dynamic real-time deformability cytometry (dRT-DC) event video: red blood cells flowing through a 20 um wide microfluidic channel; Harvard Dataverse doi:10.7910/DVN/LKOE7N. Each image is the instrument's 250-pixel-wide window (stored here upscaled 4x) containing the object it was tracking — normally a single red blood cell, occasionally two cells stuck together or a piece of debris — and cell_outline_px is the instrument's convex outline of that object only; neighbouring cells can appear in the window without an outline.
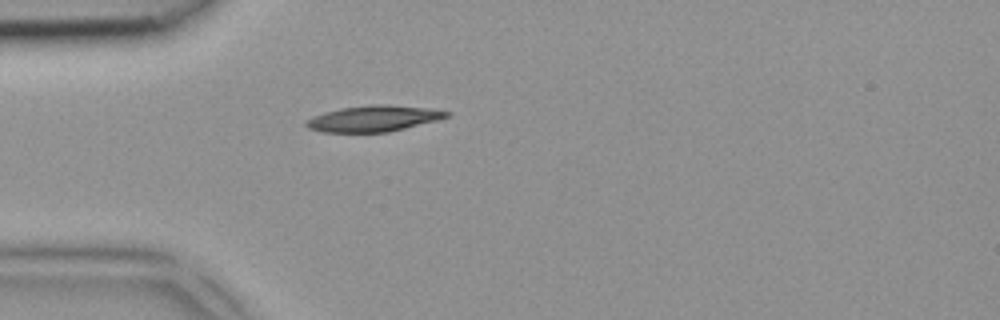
{"species": "common noctule bat (a hibernating species)", "species_latin": "Nyctalus noctula", "temperature_condition": "room temperature", "stored_images_in_passage": 1, "camera_frame_rate_fps": 3000, "um_per_image_px": 0.085, "animal": {"sex": "female", "body_mass_g": 18.4}, "frame": {"image": 1, "passage_image": 1, "time_ms": 0.0, "image_size_px": [1000, 320], "cell_outline_px": [[452, 112], [448, 116], [436, 120], [388, 132], [320, 132], [308, 128], [304, 124], [304, 120], [312, 116], [324, 112], [344, 108], [372, 104], [380, 104], [432, 108]], "centroid_in_image_um": [31.71, 10.07], "position_along_channel_um": 53.3, "area_um2": 21.21}}